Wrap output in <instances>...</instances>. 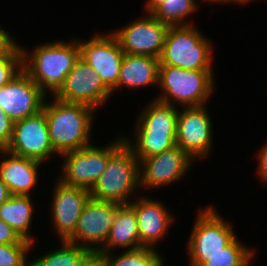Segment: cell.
<instances>
[{
    "instance_id": "cell-1",
    "label": "cell",
    "mask_w": 267,
    "mask_h": 266,
    "mask_svg": "<svg viewBox=\"0 0 267 266\" xmlns=\"http://www.w3.org/2000/svg\"><path fill=\"white\" fill-rule=\"evenodd\" d=\"M71 40V41H70ZM22 51V70L47 95H54L64 84L68 73L80 58L78 39L67 42L61 39L41 43L28 51ZM48 92V93H47Z\"/></svg>"
},
{
    "instance_id": "cell-2",
    "label": "cell",
    "mask_w": 267,
    "mask_h": 266,
    "mask_svg": "<svg viewBox=\"0 0 267 266\" xmlns=\"http://www.w3.org/2000/svg\"><path fill=\"white\" fill-rule=\"evenodd\" d=\"M44 101L49 139L57 155L82 149L92 144L91 129L95 119L93 107L81 103H67L54 96Z\"/></svg>"
},
{
    "instance_id": "cell-3",
    "label": "cell",
    "mask_w": 267,
    "mask_h": 266,
    "mask_svg": "<svg viewBox=\"0 0 267 266\" xmlns=\"http://www.w3.org/2000/svg\"><path fill=\"white\" fill-rule=\"evenodd\" d=\"M213 71L159 65L157 87L162 92L154 99L178 108L207 105L214 93V83L216 84Z\"/></svg>"
},
{
    "instance_id": "cell-4",
    "label": "cell",
    "mask_w": 267,
    "mask_h": 266,
    "mask_svg": "<svg viewBox=\"0 0 267 266\" xmlns=\"http://www.w3.org/2000/svg\"><path fill=\"white\" fill-rule=\"evenodd\" d=\"M202 34L194 24L170 26L159 65L175 66L184 70H214L212 43Z\"/></svg>"
},
{
    "instance_id": "cell-5",
    "label": "cell",
    "mask_w": 267,
    "mask_h": 266,
    "mask_svg": "<svg viewBox=\"0 0 267 266\" xmlns=\"http://www.w3.org/2000/svg\"><path fill=\"white\" fill-rule=\"evenodd\" d=\"M137 188H140V162L124 144L109 159L105 171L89 192L90 198L95 200L124 205L133 200Z\"/></svg>"
},
{
    "instance_id": "cell-6",
    "label": "cell",
    "mask_w": 267,
    "mask_h": 266,
    "mask_svg": "<svg viewBox=\"0 0 267 266\" xmlns=\"http://www.w3.org/2000/svg\"><path fill=\"white\" fill-rule=\"evenodd\" d=\"M124 144L123 137L118 135L104 147L92 143L82 149L60 155L64 161L58 180L66 185L90 191L105 171L109 159Z\"/></svg>"
},
{
    "instance_id": "cell-7",
    "label": "cell",
    "mask_w": 267,
    "mask_h": 266,
    "mask_svg": "<svg viewBox=\"0 0 267 266\" xmlns=\"http://www.w3.org/2000/svg\"><path fill=\"white\" fill-rule=\"evenodd\" d=\"M218 212L213 205L198 210L186 248L189 266H200L236 237L234 225Z\"/></svg>"
},
{
    "instance_id": "cell-8",
    "label": "cell",
    "mask_w": 267,
    "mask_h": 266,
    "mask_svg": "<svg viewBox=\"0 0 267 266\" xmlns=\"http://www.w3.org/2000/svg\"><path fill=\"white\" fill-rule=\"evenodd\" d=\"M206 106L183 107L177 119L176 145L195 162L210 156L213 148V124Z\"/></svg>"
},
{
    "instance_id": "cell-9",
    "label": "cell",
    "mask_w": 267,
    "mask_h": 266,
    "mask_svg": "<svg viewBox=\"0 0 267 266\" xmlns=\"http://www.w3.org/2000/svg\"><path fill=\"white\" fill-rule=\"evenodd\" d=\"M169 27L147 13L111 32L118 39L124 53L151 55L159 59Z\"/></svg>"
},
{
    "instance_id": "cell-10",
    "label": "cell",
    "mask_w": 267,
    "mask_h": 266,
    "mask_svg": "<svg viewBox=\"0 0 267 266\" xmlns=\"http://www.w3.org/2000/svg\"><path fill=\"white\" fill-rule=\"evenodd\" d=\"M112 95L100 75L79 58L53 96L67 103H81L99 110Z\"/></svg>"
},
{
    "instance_id": "cell-11",
    "label": "cell",
    "mask_w": 267,
    "mask_h": 266,
    "mask_svg": "<svg viewBox=\"0 0 267 266\" xmlns=\"http://www.w3.org/2000/svg\"><path fill=\"white\" fill-rule=\"evenodd\" d=\"M89 39H78L80 58L100 75L103 83L112 91L118 84L124 52L111 31L94 34Z\"/></svg>"
},
{
    "instance_id": "cell-12",
    "label": "cell",
    "mask_w": 267,
    "mask_h": 266,
    "mask_svg": "<svg viewBox=\"0 0 267 266\" xmlns=\"http://www.w3.org/2000/svg\"><path fill=\"white\" fill-rule=\"evenodd\" d=\"M119 206L117 203L89 198L74 233L66 241L98 251L108 238Z\"/></svg>"
},
{
    "instance_id": "cell-13",
    "label": "cell",
    "mask_w": 267,
    "mask_h": 266,
    "mask_svg": "<svg viewBox=\"0 0 267 266\" xmlns=\"http://www.w3.org/2000/svg\"><path fill=\"white\" fill-rule=\"evenodd\" d=\"M6 150L12 154L46 163L57 154L49 139L48 124L44 110L14 122L13 134Z\"/></svg>"
},
{
    "instance_id": "cell-14",
    "label": "cell",
    "mask_w": 267,
    "mask_h": 266,
    "mask_svg": "<svg viewBox=\"0 0 267 266\" xmlns=\"http://www.w3.org/2000/svg\"><path fill=\"white\" fill-rule=\"evenodd\" d=\"M193 161L177 145L162 153L143 158L140 161L141 189L160 190L172 183L184 179ZM161 186V187H160Z\"/></svg>"
},
{
    "instance_id": "cell-15",
    "label": "cell",
    "mask_w": 267,
    "mask_h": 266,
    "mask_svg": "<svg viewBox=\"0 0 267 266\" xmlns=\"http://www.w3.org/2000/svg\"><path fill=\"white\" fill-rule=\"evenodd\" d=\"M47 96L22 70L0 88V108L16 122L41 111Z\"/></svg>"
},
{
    "instance_id": "cell-16",
    "label": "cell",
    "mask_w": 267,
    "mask_h": 266,
    "mask_svg": "<svg viewBox=\"0 0 267 266\" xmlns=\"http://www.w3.org/2000/svg\"><path fill=\"white\" fill-rule=\"evenodd\" d=\"M55 181L51 207L49 206L51 222L59 240L65 241L74 233L82 210L90 198V192L81 187L66 185L58 179Z\"/></svg>"
},
{
    "instance_id": "cell-17",
    "label": "cell",
    "mask_w": 267,
    "mask_h": 266,
    "mask_svg": "<svg viewBox=\"0 0 267 266\" xmlns=\"http://www.w3.org/2000/svg\"><path fill=\"white\" fill-rule=\"evenodd\" d=\"M156 200L141 195L129 203L137 216L140 248L156 249L158 242L162 241L175 221L174 215L164 203Z\"/></svg>"
},
{
    "instance_id": "cell-18",
    "label": "cell",
    "mask_w": 267,
    "mask_h": 266,
    "mask_svg": "<svg viewBox=\"0 0 267 266\" xmlns=\"http://www.w3.org/2000/svg\"><path fill=\"white\" fill-rule=\"evenodd\" d=\"M0 158V179L8 187L11 195L31 196V190L39 180L38 168L43 163L12 154L6 149L0 150Z\"/></svg>"
},
{
    "instance_id": "cell-19",
    "label": "cell",
    "mask_w": 267,
    "mask_h": 266,
    "mask_svg": "<svg viewBox=\"0 0 267 266\" xmlns=\"http://www.w3.org/2000/svg\"><path fill=\"white\" fill-rule=\"evenodd\" d=\"M159 64V59L151 55L124 53L118 84L112 93L120 90L122 86L129 90H135L158 85Z\"/></svg>"
},
{
    "instance_id": "cell-20",
    "label": "cell",
    "mask_w": 267,
    "mask_h": 266,
    "mask_svg": "<svg viewBox=\"0 0 267 266\" xmlns=\"http://www.w3.org/2000/svg\"><path fill=\"white\" fill-rule=\"evenodd\" d=\"M115 248L124 251L140 248L137 216L129 204L118 207L108 238L98 251L108 253Z\"/></svg>"
},
{
    "instance_id": "cell-21",
    "label": "cell",
    "mask_w": 267,
    "mask_h": 266,
    "mask_svg": "<svg viewBox=\"0 0 267 266\" xmlns=\"http://www.w3.org/2000/svg\"><path fill=\"white\" fill-rule=\"evenodd\" d=\"M150 101L136 117L134 133L176 135L178 107L156 99Z\"/></svg>"
},
{
    "instance_id": "cell-22",
    "label": "cell",
    "mask_w": 267,
    "mask_h": 266,
    "mask_svg": "<svg viewBox=\"0 0 267 266\" xmlns=\"http://www.w3.org/2000/svg\"><path fill=\"white\" fill-rule=\"evenodd\" d=\"M32 201L30 195H11L0 206V220L12 227L22 239L34 243L36 240L30 232L35 213Z\"/></svg>"
},
{
    "instance_id": "cell-23",
    "label": "cell",
    "mask_w": 267,
    "mask_h": 266,
    "mask_svg": "<svg viewBox=\"0 0 267 266\" xmlns=\"http://www.w3.org/2000/svg\"><path fill=\"white\" fill-rule=\"evenodd\" d=\"M122 137L125 145L133 152L139 162L143 158L162 153L176 145V135L134 133V141L131 136L124 135Z\"/></svg>"
},
{
    "instance_id": "cell-24",
    "label": "cell",
    "mask_w": 267,
    "mask_h": 266,
    "mask_svg": "<svg viewBox=\"0 0 267 266\" xmlns=\"http://www.w3.org/2000/svg\"><path fill=\"white\" fill-rule=\"evenodd\" d=\"M199 3L200 0H166L151 14L169 26L193 25V21H187L190 18L188 16L198 10Z\"/></svg>"
},
{
    "instance_id": "cell-25",
    "label": "cell",
    "mask_w": 267,
    "mask_h": 266,
    "mask_svg": "<svg viewBox=\"0 0 267 266\" xmlns=\"http://www.w3.org/2000/svg\"><path fill=\"white\" fill-rule=\"evenodd\" d=\"M61 247L31 260L30 266H81L84 257L91 251L88 248L61 240Z\"/></svg>"
},
{
    "instance_id": "cell-26",
    "label": "cell",
    "mask_w": 267,
    "mask_h": 266,
    "mask_svg": "<svg viewBox=\"0 0 267 266\" xmlns=\"http://www.w3.org/2000/svg\"><path fill=\"white\" fill-rule=\"evenodd\" d=\"M236 236L221 252L209 256L200 266H251L255 252Z\"/></svg>"
},
{
    "instance_id": "cell-27",
    "label": "cell",
    "mask_w": 267,
    "mask_h": 266,
    "mask_svg": "<svg viewBox=\"0 0 267 266\" xmlns=\"http://www.w3.org/2000/svg\"><path fill=\"white\" fill-rule=\"evenodd\" d=\"M157 249L141 247L134 250H123L120 255L113 252L104 253L108 258L109 266H166L163 254Z\"/></svg>"
},
{
    "instance_id": "cell-28",
    "label": "cell",
    "mask_w": 267,
    "mask_h": 266,
    "mask_svg": "<svg viewBox=\"0 0 267 266\" xmlns=\"http://www.w3.org/2000/svg\"><path fill=\"white\" fill-rule=\"evenodd\" d=\"M34 246V243L0 245V266H30L28 254Z\"/></svg>"
},
{
    "instance_id": "cell-29",
    "label": "cell",
    "mask_w": 267,
    "mask_h": 266,
    "mask_svg": "<svg viewBox=\"0 0 267 266\" xmlns=\"http://www.w3.org/2000/svg\"><path fill=\"white\" fill-rule=\"evenodd\" d=\"M22 71V51L19 48L12 56L0 58V88Z\"/></svg>"
},
{
    "instance_id": "cell-30",
    "label": "cell",
    "mask_w": 267,
    "mask_h": 266,
    "mask_svg": "<svg viewBox=\"0 0 267 266\" xmlns=\"http://www.w3.org/2000/svg\"><path fill=\"white\" fill-rule=\"evenodd\" d=\"M10 32L0 26V58L12 56L21 46L16 42Z\"/></svg>"
},
{
    "instance_id": "cell-31",
    "label": "cell",
    "mask_w": 267,
    "mask_h": 266,
    "mask_svg": "<svg viewBox=\"0 0 267 266\" xmlns=\"http://www.w3.org/2000/svg\"><path fill=\"white\" fill-rule=\"evenodd\" d=\"M14 122L0 108V149H6L13 134Z\"/></svg>"
},
{
    "instance_id": "cell-32",
    "label": "cell",
    "mask_w": 267,
    "mask_h": 266,
    "mask_svg": "<svg viewBox=\"0 0 267 266\" xmlns=\"http://www.w3.org/2000/svg\"><path fill=\"white\" fill-rule=\"evenodd\" d=\"M3 244H32L22 239L8 224L0 220V245Z\"/></svg>"
},
{
    "instance_id": "cell-33",
    "label": "cell",
    "mask_w": 267,
    "mask_h": 266,
    "mask_svg": "<svg viewBox=\"0 0 267 266\" xmlns=\"http://www.w3.org/2000/svg\"><path fill=\"white\" fill-rule=\"evenodd\" d=\"M257 171L256 175L261 179V187L267 186V142L259 149L257 154Z\"/></svg>"
},
{
    "instance_id": "cell-34",
    "label": "cell",
    "mask_w": 267,
    "mask_h": 266,
    "mask_svg": "<svg viewBox=\"0 0 267 266\" xmlns=\"http://www.w3.org/2000/svg\"><path fill=\"white\" fill-rule=\"evenodd\" d=\"M81 266H109L107 256L99 251H90L83 259Z\"/></svg>"
},
{
    "instance_id": "cell-35",
    "label": "cell",
    "mask_w": 267,
    "mask_h": 266,
    "mask_svg": "<svg viewBox=\"0 0 267 266\" xmlns=\"http://www.w3.org/2000/svg\"><path fill=\"white\" fill-rule=\"evenodd\" d=\"M206 1V2H205ZM210 3V4H219L220 5V3L222 4V3H233V4H236V5H244V4H246L247 2L249 3V2H253V0H203V3Z\"/></svg>"
},
{
    "instance_id": "cell-36",
    "label": "cell",
    "mask_w": 267,
    "mask_h": 266,
    "mask_svg": "<svg viewBox=\"0 0 267 266\" xmlns=\"http://www.w3.org/2000/svg\"><path fill=\"white\" fill-rule=\"evenodd\" d=\"M11 193L8 187L0 179V206L10 198Z\"/></svg>"
},
{
    "instance_id": "cell-37",
    "label": "cell",
    "mask_w": 267,
    "mask_h": 266,
    "mask_svg": "<svg viewBox=\"0 0 267 266\" xmlns=\"http://www.w3.org/2000/svg\"><path fill=\"white\" fill-rule=\"evenodd\" d=\"M166 0H146V3L143 7H145V11L147 13H152L159 5H161Z\"/></svg>"
}]
</instances>
